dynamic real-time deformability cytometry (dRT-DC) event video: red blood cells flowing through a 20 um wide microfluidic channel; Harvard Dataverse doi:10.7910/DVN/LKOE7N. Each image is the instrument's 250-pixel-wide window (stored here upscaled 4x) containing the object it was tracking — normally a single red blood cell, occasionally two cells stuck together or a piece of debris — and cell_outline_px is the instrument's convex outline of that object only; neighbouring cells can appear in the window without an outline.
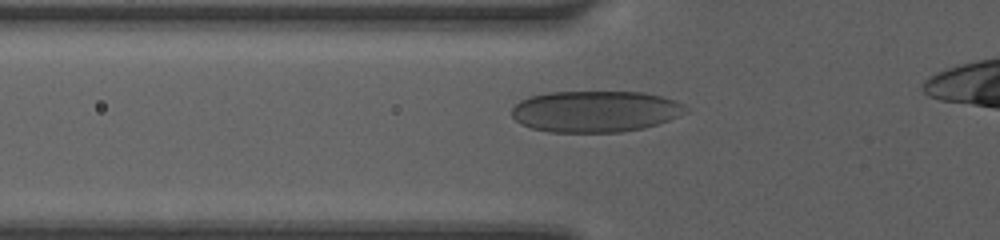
{"species": "human", "species_latin": "Homo sapiens", "temperature_condition": "room temperature", "stored_images_in_passage": 32, "camera_frame_rate_fps": 3000, "um_per_image_px": 0.085, "donor": {"sex": "female"}, "frame": {"image": 1, "passage_image": 5, "time_ms": 1.333, "image_size_px": [1000, 240], "cell_outline_px": [[688, 112], [668, 120], [644, 128], [620, 132], [548, 132], [532, 128], [520, 124], [512, 116], [512, 108], [520, 100], [528, 96], [548, 92], [640, 92], [660, 96], [684, 104]], "centroid_in_image_um": [50.56, 9.47], "position_along_channel_um": 75.2, "area_um2": 41.91}}
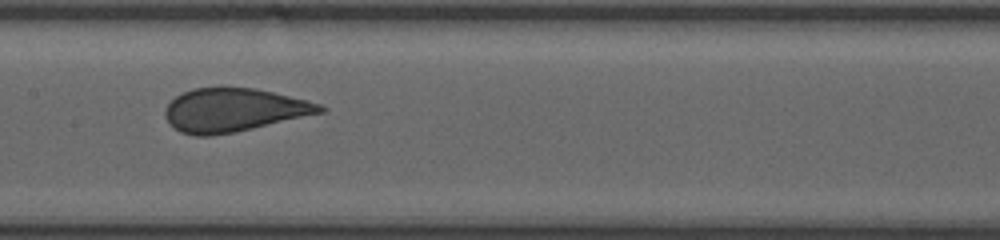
{"frame": {"image": 2, "passage_image": 13, "time_ms": 4.0, "image_size_px": [1000, 240], "cell_outline_px": [[328, 108], [324, 112], [252, 128], [212, 136], [196, 136], [180, 132], [172, 128], [164, 116], [164, 112], [168, 104], [176, 96], [192, 88], [224, 84], [256, 88], [308, 100], [320, 104]], "centroid_in_image_um": [19.83, 9.31], "position_along_channel_um": 187.6, "area_um2": 39.94}}
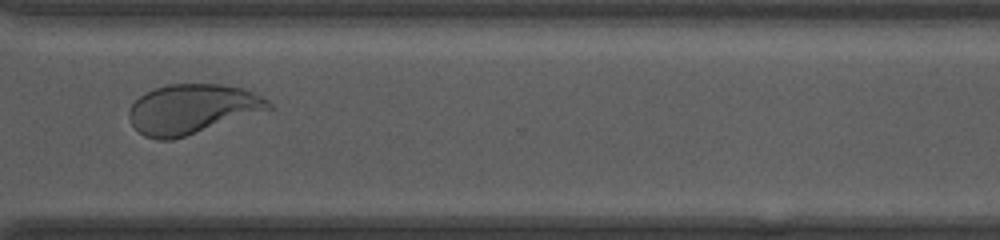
{"frame": {"image": 3, "passage_image": 25, "time_ms": 8.0, "image_size_px": [1000, 240], "cell_outline_px": [[276, 108], [172, 140], [156, 140], [144, 136], [132, 124], [128, 116], [128, 108], [140, 96], [156, 88], [168, 84], [220, 84], [244, 88], [268, 100]], "centroid_in_image_um": [16.35, 9.27], "position_along_channel_um": 354.3, "area_um2": 40.34}}